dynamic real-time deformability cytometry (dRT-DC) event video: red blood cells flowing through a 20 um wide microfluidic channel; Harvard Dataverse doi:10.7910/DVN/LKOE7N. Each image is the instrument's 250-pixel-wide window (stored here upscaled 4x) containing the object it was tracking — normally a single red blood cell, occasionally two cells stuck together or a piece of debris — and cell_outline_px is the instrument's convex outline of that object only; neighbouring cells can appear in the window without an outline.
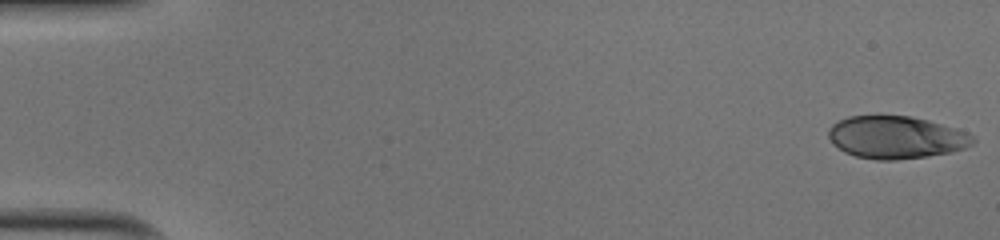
{"species": "human", "species_latin": "Homo sapiens", "temperature_condition": "cold", "stored_images_in_passage": 51, "camera_frame_rate_fps": 3000, "um_per_image_px": 0.085, "donor": {"sex": "male"}, "frame": {"image": 1, "passage_image": 1, "time_ms": 0.0, "image_size_px": [1000, 240], "cell_outline_px": [[976, 140], [972, 144], [964, 148], [952, 152], [928, 156], [896, 160], [876, 160], [856, 156], [844, 152], [828, 136], [828, 128], [832, 124], [848, 116], [880, 112], [912, 116], [928, 120], [956, 128], [968, 132]], "centroid_in_image_um": [76.16, 11.62], "position_along_channel_um": 8.8, "area_um2": 36.65}}
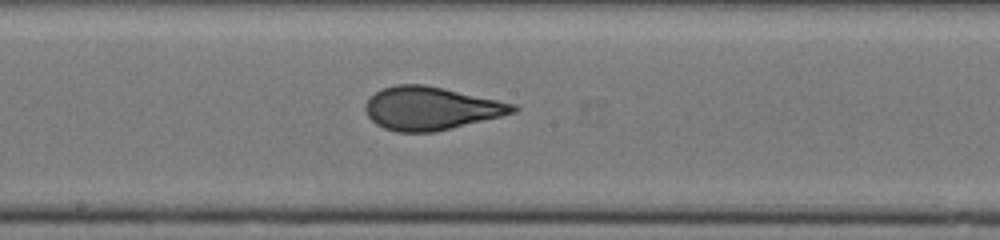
{"frame": {"image": 2, "passage_image": 28, "time_ms": 9.0, "image_size_px": [1000, 240], "cell_outline_px": [[520, 108], [516, 112], [436, 132], [396, 132], [384, 128], [376, 124], [368, 116], [364, 108], [364, 104], [376, 92], [384, 88], [396, 84], [424, 84], [444, 88], [516, 104]], "centroid_in_image_um": [36.62, 9.21], "position_along_channel_um": 211.6, "area_um2": 36.99}}
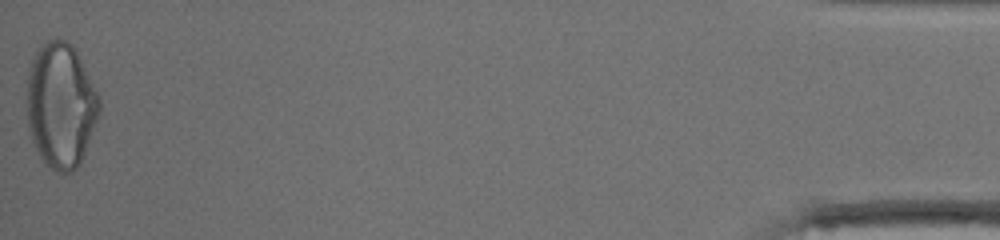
{"frame": {"image": 3, "passage_image": 51, "time_ms": 16.667, "image_size_px": [1000, 240], "cell_outline_px": [[100, 112], [80, 164], [72, 172], [60, 172], [44, 164], [32, 140], [28, 124], [28, 72], [32, 60], [36, 52], [48, 40], [64, 40], [72, 44], [100, 100]], "centroid_in_image_um": [5.17, 8.99], "position_along_channel_um": 430.0, "area_um2": 51.85}, "authors_computed_cell_mechanics": {"area_um2": 36.992, "velocity_mm_per_s": 4.0264, "shape_relaxation_time_tau1_ms": 6.2639, "shape_relaxation_time_tau2_ms": null, "deformation_change_tau1": 0.2355, "deformation_change_tau2": null}}